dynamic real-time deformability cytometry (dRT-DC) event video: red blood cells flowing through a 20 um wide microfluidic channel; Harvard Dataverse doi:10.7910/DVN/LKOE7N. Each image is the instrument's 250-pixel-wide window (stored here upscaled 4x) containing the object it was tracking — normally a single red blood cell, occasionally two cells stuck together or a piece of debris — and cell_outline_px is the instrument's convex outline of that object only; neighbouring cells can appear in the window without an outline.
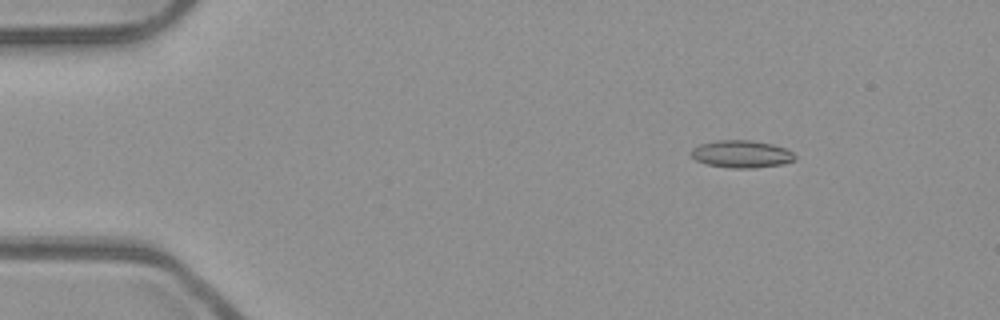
{"species": "common noctule bat (a hibernating species)", "species_latin": "Nyctalus noctula", "temperature_condition": "room temperature", "stored_images_in_passage": 45, "camera_frame_rate_fps": 3000, "um_per_image_px": 0.085, "animal": {"sex": "male", "body_mass_g": 23.1, "forearm_length_mm": 52.7}, "frame": {"image": 1, "passage_image": 1, "time_ms": 0.0, "image_size_px": [1000, 320], "cell_outline_px": [[796, 160], [784, 164], [752, 168], [732, 168], [708, 164], [696, 160], [688, 152], [692, 148], [700, 144], [716, 140], [752, 140], [772, 144], [784, 148], [792, 152], [796, 156]], "centroid_in_image_um": [63.03, 13.09], "position_along_channel_um": 22.0, "area_um2": 16.65}}
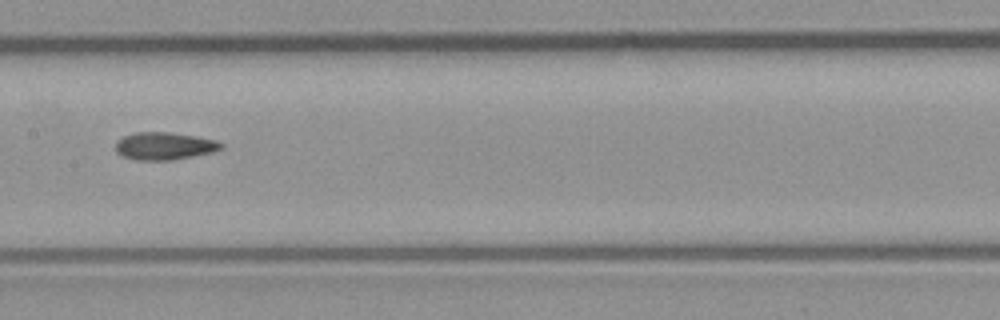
{"frame": {"image": 2, "passage_image": 19, "time_ms": 6.0, "image_size_px": [1000, 320], "cell_outline_px": [[224, 148], [212, 152], [172, 160], [136, 160], [120, 156], [116, 152], [116, 140], [124, 136], [136, 132], [168, 132], [216, 140], [224, 144]], "centroid_in_image_um": [13.94, 12.42], "position_along_channel_um": 193.5, "area_um2": 16.94}}
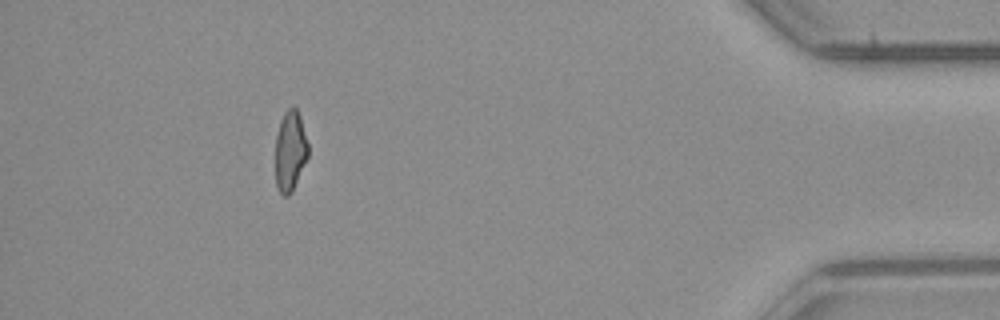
{"frame": {"image": 3, "passage_image": 40, "time_ms": 13.0, "image_size_px": [1000, 320], "cell_outline_px": [[308, 156], [292, 192], [288, 196], [284, 196], [280, 192], [276, 184], [276, 136], [280, 120], [284, 112], [292, 104], [296, 108], [300, 116], [308, 144]], "centroid_in_image_um": [24.66, 12.8], "position_along_channel_um": 410.5, "area_um2": 15.32}, "authors_computed_cell_mechanics": {"area_um2": 16.2996, "velocity_mm_per_s": 3.957, "shape_relaxation_time_tau1_ms": null, "shape_relaxation_time_tau2_ms": 5.4752, "deformation_change_tau1": null, "deformation_change_tau2": 0.1292}}